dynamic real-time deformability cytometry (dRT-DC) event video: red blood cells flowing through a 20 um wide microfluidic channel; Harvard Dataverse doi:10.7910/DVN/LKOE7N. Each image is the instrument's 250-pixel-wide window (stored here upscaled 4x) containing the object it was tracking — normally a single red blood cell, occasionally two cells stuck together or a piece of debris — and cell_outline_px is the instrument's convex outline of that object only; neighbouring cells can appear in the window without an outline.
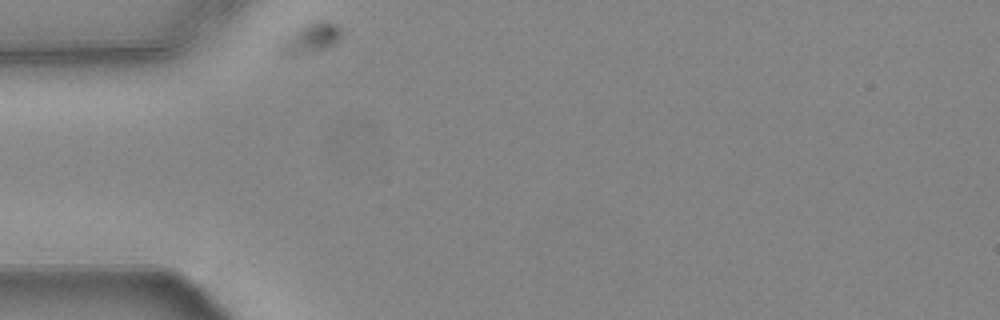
{"species": "common noctule bat (a hibernating species)", "species_latin": "Nyctalus noctula", "temperature_condition": "warm", "stored_images_in_passage": 36, "camera_frame_rate_fps": 3000, "um_per_image_px": 0.085, "animal": {"sex": "female", "body_mass_g": 24.6, "forearm_length_mm": 56.2}, "frame": {"image": 1, "passage_image": 1, "time_ms": 0.0, "image_size_px": [1000, 320], "cell_outline_px": [[340, 36], [328, 48], [292, 56], [284, 56], [276, 52], [276, 44], [300, 28], [308, 24], [320, 20], [324, 20], [336, 24], [340, 28]], "centroid_in_image_um": [26.3, 3.3], "position_along_channel_um": 58.7, "area_um2": 10.64}}
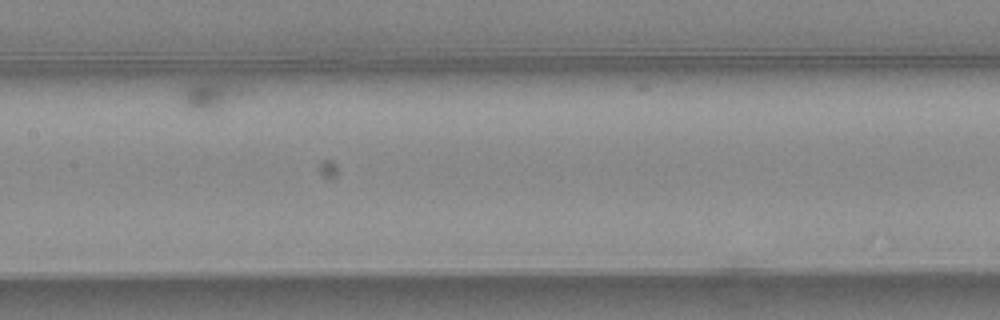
{"frame": {"image": 2, "passage_image": 16, "time_ms": 5.0, "image_size_px": [1000, 320], "cell_outline_px": [[240, 92], [236, 96], [220, 108], [204, 116], [192, 112], [184, 104], [184, 92], [192, 84], [200, 80], [220, 80], [236, 84]], "centroid_in_image_um": [17.78, 8.14], "position_along_channel_um": 189.6, "area_um2": 10.17}}
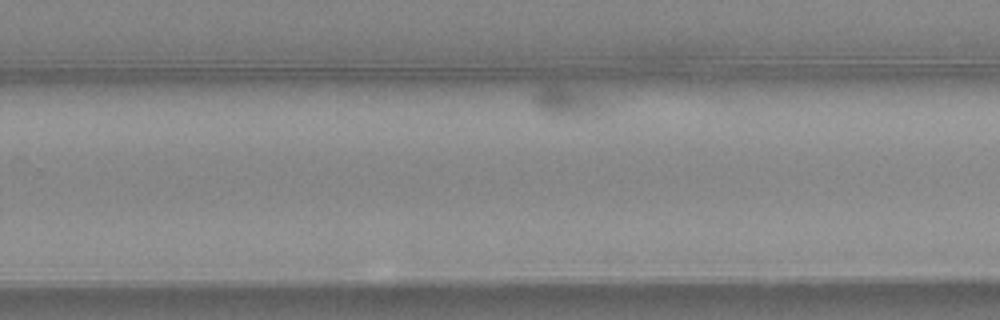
{"frame": {"image": 3, "passage_image": 26, "time_ms": 8.333, "image_size_px": [1000, 320], "cell_outline_px": [[600, 108], [592, 112], [568, 116], [552, 116], [540, 108], [536, 104], [536, 96], [540, 88], [552, 84], [556, 84], [584, 92], [592, 96], [600, 104]], "centroid_in_image_um": [48.04, 8.6], "position_along_channel_um": 281.8, "area_um2": 10.75}, "authors_computed_cell_mechanics": {"area_um2": 10.0572, "velocity_mm_per_s": 2.771, "shape_relaxation_time_tau1_ms": 2.0848, "shape_relaxation_time_tau2_ms": null, "deformation_change_tau1": 0.1043, "deformation_change_tau2": null}}